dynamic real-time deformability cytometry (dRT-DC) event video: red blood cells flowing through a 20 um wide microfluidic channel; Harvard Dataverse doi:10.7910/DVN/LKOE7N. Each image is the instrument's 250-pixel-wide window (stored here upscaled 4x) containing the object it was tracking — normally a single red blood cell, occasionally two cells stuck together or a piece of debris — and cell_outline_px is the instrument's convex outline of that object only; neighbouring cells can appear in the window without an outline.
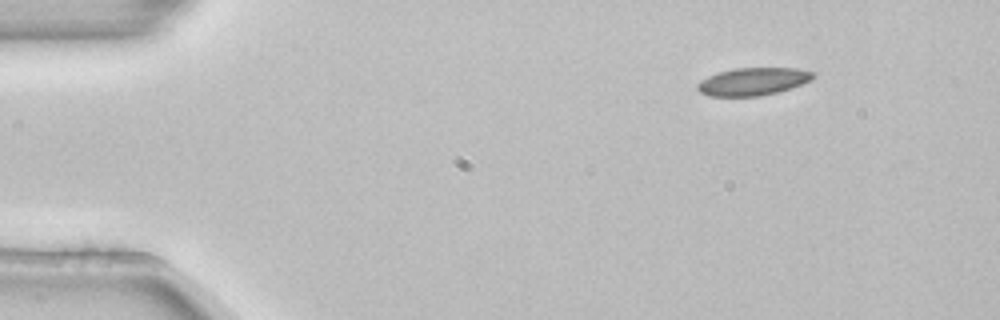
{"species": "common noctule bat (a hibernating species)", "species_latin": "Nyctalus noctula", "temperature_condition": "room temperature", "stored_images_in_passage": 3, "camera_frame_rate_fps": 3000, "um_per_image_px": 0.085, "animal": {"sex": "female", "body_mass_g": 22.7, "forearm_length_mm": 54.2}, "frame": {"image": 1, "passage_image": 1, "time_ms": 0.0, "image_size_px": [1000, 320], "cell_outline_px": [[816, 76], [812, 80], [792, 88], [760, 96], [708, 96], [700, 92], [696, 88], [696, 84], [700, 80], [716, 72], [736, 68], [796, 68], [816, 72]], "centroid_in_image_um": [64.01, 6.92], "position_along_channel_um": 21.0, "area_um2": 18.9}}
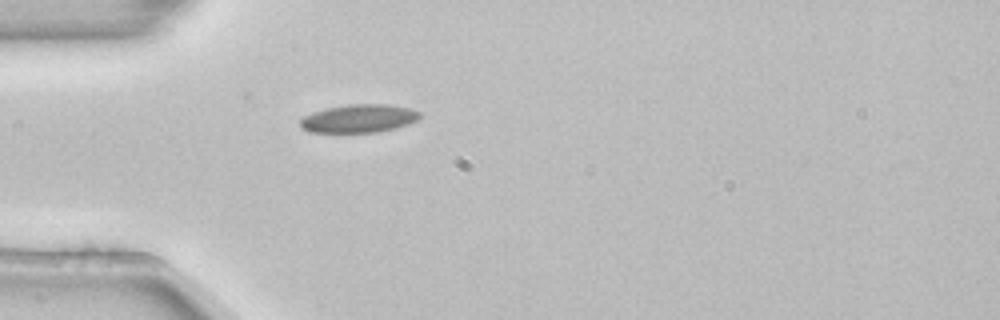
{"frame": {"image": 2, "passage_image": 3, "time_ms": 0.667, "image_size_px": [1000, 320], "cell_outline_px": [[420, 116], [416, 120], [408, 124], [396, 128], [376, 132], [308, 132], [300, 128], [300, 120], [304, 116], [312, 112], [328, 108], [352, 104], [388, 104], [408, 108], [420, 112]], "centroid_in_image_um": [30.48, 10.08], "position_along_channel_um": 54.5, "area_um2": 19.54}}